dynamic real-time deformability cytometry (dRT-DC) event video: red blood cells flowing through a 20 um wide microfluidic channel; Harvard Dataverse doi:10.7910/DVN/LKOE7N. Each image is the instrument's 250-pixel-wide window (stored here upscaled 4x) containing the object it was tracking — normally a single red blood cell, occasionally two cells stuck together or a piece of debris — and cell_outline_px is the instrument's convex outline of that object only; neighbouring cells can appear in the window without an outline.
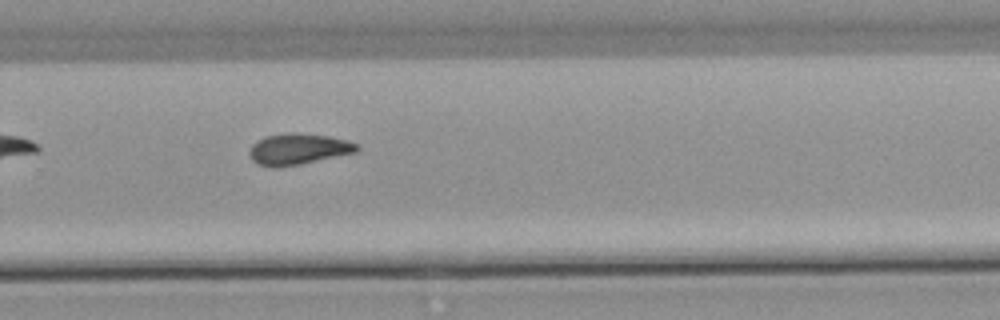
{"species": "common noctule bat (a hibernating species)", "species_latin": "Nyctalus noctula", "temperature_condition": "warm", "stored_images_in_passage": 34, "camera_frame_rate_fps": 3000, "um_per_image_px": 0.085, "animal": {"sex": "male", "body_mass_g": 21.5, "forearm_length_mm": 52.0}, "frame": {"image": 1, "passage_image": 20, "time_ms": 6.333, "image_size_px": [1000, 320], "cell_outline_px": [[360, 148], [356, 152], [300, 164], [260, 164], [252, 160], [248, 152], [252, 144], [256, 140], [264, 136], [288, 132], [300, 132], [328, 136], [348, 140], [360, 144]], "centroid_in_image_um": [25.4, 12.61], "position_along_channel_um": 304.4, "area_um2": 19.13}, "authors_computed_cell_mechanics": {"area_um2": 19.2185, "velocity_mm_per_s": 3.823, "shape_relaxation_time_tau1_ms": null, "shape_relaxation_time_tau2_ms": 6.7703, "deformation_change_tau1": null, "deformation_change_tau2": 0.1478}}